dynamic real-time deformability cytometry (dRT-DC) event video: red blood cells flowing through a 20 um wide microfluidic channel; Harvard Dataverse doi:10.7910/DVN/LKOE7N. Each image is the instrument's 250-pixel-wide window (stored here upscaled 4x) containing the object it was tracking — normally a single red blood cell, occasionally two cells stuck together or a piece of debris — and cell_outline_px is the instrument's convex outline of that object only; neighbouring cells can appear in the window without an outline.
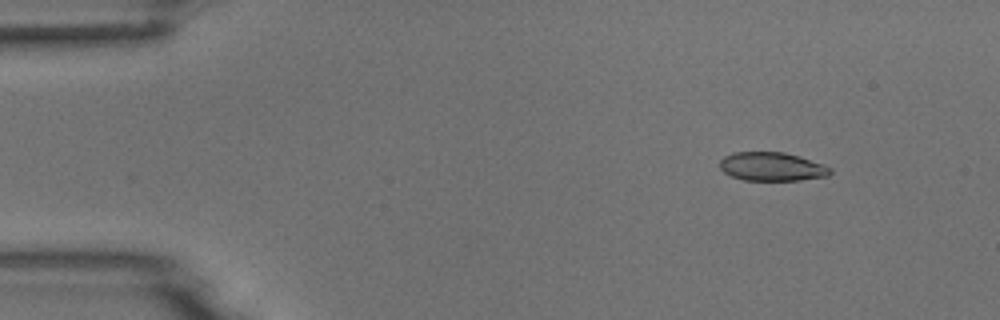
{"species": "common noctule bat (a hibernating species)", "species_latin": "Nyctalus noctula", "temperature_condition": "room temperature", "stored_images_in_passage": 4, "camera_frame_rate_fps": 3000, "um_per_image_px": 0.085, "animal": {"sex": "male", "body_mass_g": 18.8}, "frame": {"image": 1, "passage_image": 2, "time_ms": 0.333, "image_size_px": [1000, 320], "cell_outline_px": [[832, 172], [828, 176], [800, 180], [744, 180], [732, 176], [724, 172], [720, 168], [720, 160], [724, 156], [732, 152], [784, 152], [824, 164], [832, 168]], "centroid_in_image_um": [65.62, 14.16], "position_along_channel_um": 19.4, "area_um2": 18.44}}